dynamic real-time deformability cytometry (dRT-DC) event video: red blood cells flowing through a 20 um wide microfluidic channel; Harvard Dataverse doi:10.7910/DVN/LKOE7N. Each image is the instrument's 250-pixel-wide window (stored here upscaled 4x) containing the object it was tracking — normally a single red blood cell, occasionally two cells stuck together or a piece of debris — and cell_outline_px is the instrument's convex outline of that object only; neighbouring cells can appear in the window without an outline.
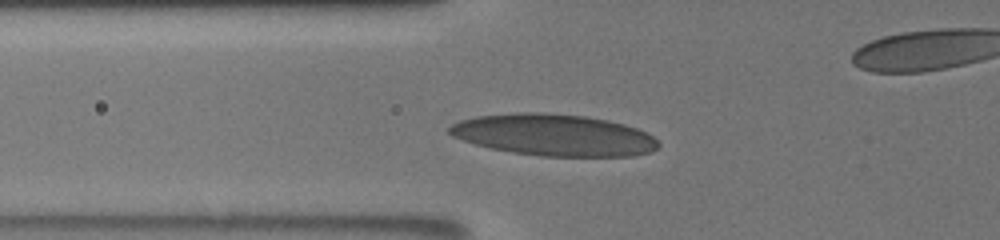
{"species": "human", "species_latin": "Homo sapiens", "temperature_condition": "room temperature", "stored_images_in_passage": 26, "camera_frame_rate_fps": 3000, "um_per_image_px": 0.085, "donor": {"sex": "male"}, "frame": {"image": 1, "passage_image": 8, "time_ms": 2.667, "image_size_px": [1000, 240], "cell_outline_px": [[660, 144], [652, 152], [632, 156], [540, 156], [512, 152], [492, 148], [476, 144], [452, 136], [448, 132], [448, 128], [452, 124], [460, 120], [476, 116], [520, 112], [544, 112], [584, 116], [608, 120], [624, 124], [648, 132]], "centroid_in_image_um": [47.09, 11.47], "position_along_channel_um": 78.7, "area_um2": 50.69}}
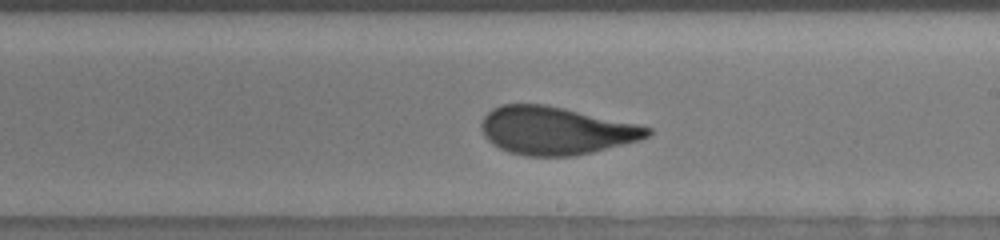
{"frame": {"image": 2, "passage_image": 20, "time_ms": 7.0, "image_size_px": [1000, 240], "cell_outline_px": [[652, 132], [648, 136], [640, 140], [592, 152], [572, 156], [528, 156], [508, 152], [492, 144], [484, 136], [480, 128], [480, 124], [484, 116], [492, 108], [500, 104], [544, 104], [564, 108], [636, 124], [652, 128]], "centroid_in_image_um": [47.2, 11.1], "position_along_channel_um": 241.8, "area_um2": 46.24}}
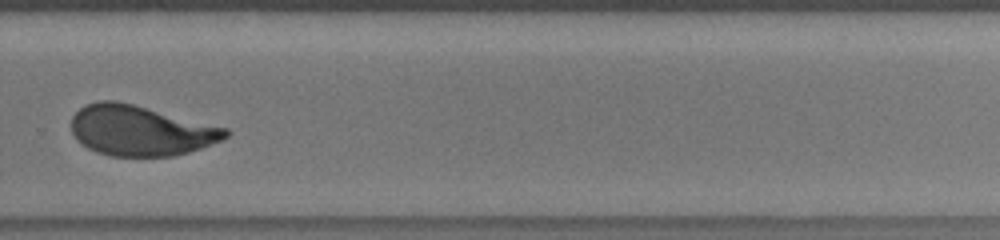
{"frame": {"image": 3, "passage_image": 25, "time_ms": 9.0, "image_size_px": [1000, 240], "cell_outline_px": [[232, 132], [224, 140], [188, 152], [172, 156], [112, 156], [96, 152], [88, 148], [76, 140], [72, 132], [72, 116], [84, 104], [96, 100], [116, 100], [228, 128]], "centroid_in_image_um": [11.94, 11.09], "position_along_channel_um": 317.9, "area_um2": 45.32}}